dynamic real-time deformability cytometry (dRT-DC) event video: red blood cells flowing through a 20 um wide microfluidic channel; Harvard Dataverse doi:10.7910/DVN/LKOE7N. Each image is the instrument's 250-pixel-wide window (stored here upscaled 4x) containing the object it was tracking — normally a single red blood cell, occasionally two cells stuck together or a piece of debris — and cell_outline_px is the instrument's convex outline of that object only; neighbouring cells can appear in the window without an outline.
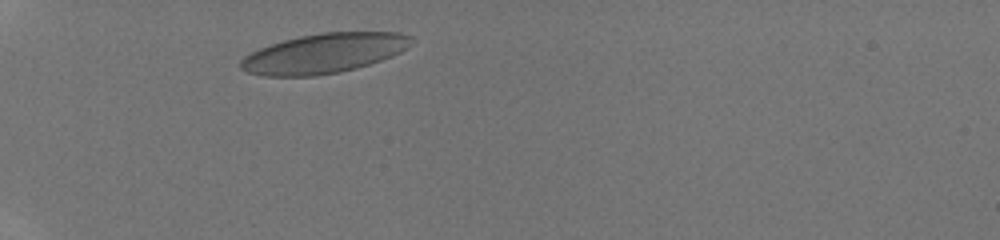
{"species": "human", "species_latin": "Homo sapiens", "temperature_condition": "room temperature", "stored_images_in_passage": 28, "camera_frame_rate_fps": 3000, "um_per_image_px": 0.085, "donor": {"sex": "male"}, "frame": {"image": 1, "passage_image": 1, "time_ms": 0.0, "image_size_px": [1000, 240], "cell_outline_px": [[412, 44], [400, 52], [392, 56], [356, 68], [340, 72], [316, 76], [264, 76], [248, 72], [240, 68], [240, 60], [244, 56], [260, 48], [284, 40], [300, 36], [320, 32], [400, 32], [412, 36]], "centroid_in_image_um": [27.55, 4.53], "position_along_channel_um": 57.5, "area_um2": 39.42}}
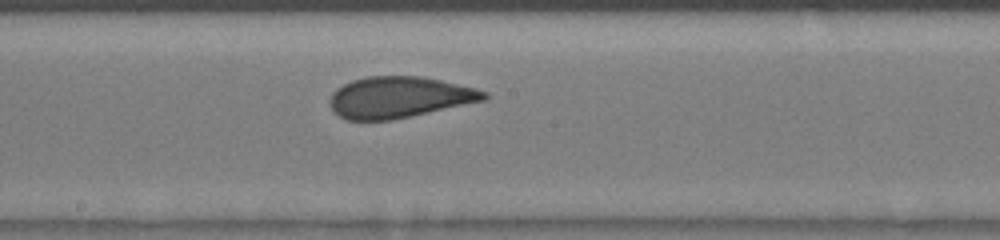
{"frame": {"image": 2, "passage_image": 13, "time_ms": 4.0, "image_size_px": [1000, 240], "cell_outline_px": [[488, 96], [484, 100], [392, 120], [348, 120], [332, 112], [328, 100], [332, 92], [336, 88], [352, 80], [368, 76], [420, 76], [440, 80], [476, 88], [488, 92]], "centroid_in_image_um": [33.88, 8.26], "position_along_channel_um": 214.3, "area_um2": 36.99}}
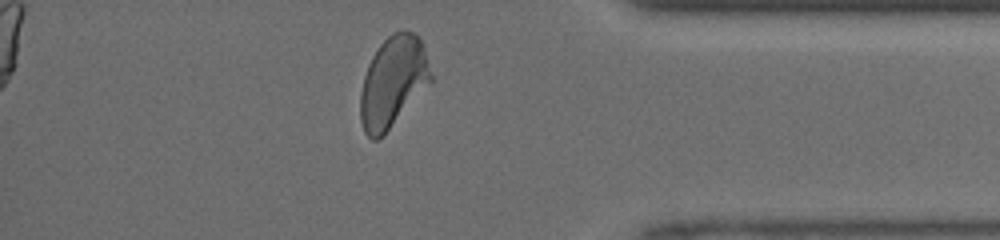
{"frame": {"image": 3, "passage_image": 26, "time_ms": 8.333, "image_size_px": [1000, 240], "cell_outline_px": [[432, 84], [376, 140], [372, 140], [364, 132], [360, 120], [360, 92], [364, 76], [368, 64], [372, 56], [380, 44], [392, 32], [404, 28], [420, 36], [424, 48], [432, 76]], "centroid_in_image_um": [33.42, 6.91], "position_along_channel_um": 401.8, "area_um2": 37.4}}